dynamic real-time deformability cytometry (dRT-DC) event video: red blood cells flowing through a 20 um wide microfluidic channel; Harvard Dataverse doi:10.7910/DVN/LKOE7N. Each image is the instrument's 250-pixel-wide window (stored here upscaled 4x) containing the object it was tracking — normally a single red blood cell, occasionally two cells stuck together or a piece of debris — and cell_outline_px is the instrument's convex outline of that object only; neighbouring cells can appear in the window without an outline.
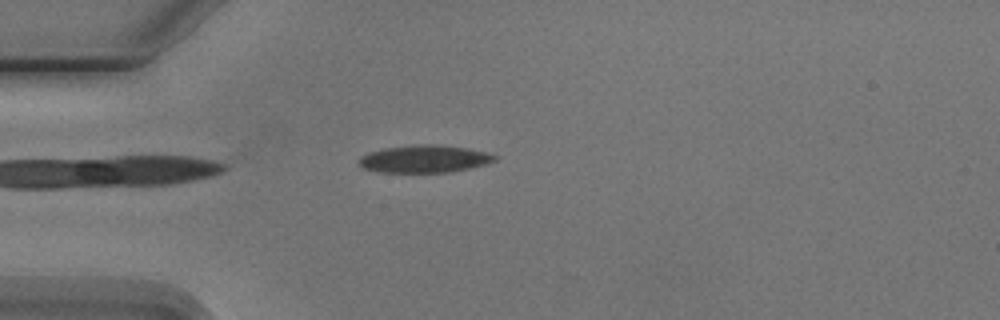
{"species": "Egyptian fruit bat (a non-hibernating species)", "species_latin": "Rousettus aegyptiacus", "temperature_condition": "cold", "stored_images_in_passage": 4, "camera_frame_rate_fps": 3000, "um_per_image_px": 0.085, "animal": {"sex": "male"}, "frame": {"image": 1, "passage_image": 1, "time_ms": 0.0, "image_size_px": [1000, 320], "cell_outline_px": [[496, 160], [484, 164], [452, 172], [380, 172], [364, 168], [360, 164], [360, 156], [368, 152], [384, 148], [416, 144], [436, 144], [468, 148], [484, 152], [496, 156]], "centroid_in_image_um": [36.05, 13.5], "position_along_channel_um": 48.9, "area_um2": 21.56}}
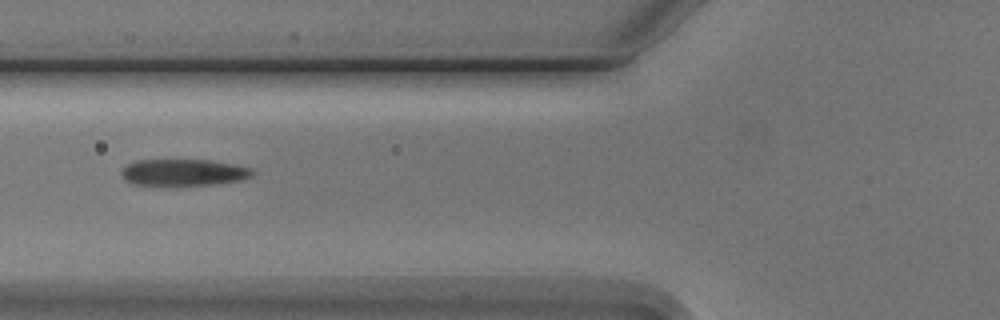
{"frame": {"image": 2, "passage_image": 3, "time_ms": 2.0, "image_size_px": [1000, 320], "cell_outline_px": [[256, 172], [252, 176], [240, 180], [220, 184], [132, 184], [124, 180], [120, 172], [128, 164], [136, 160], [212, 160], [236, 164], [252, 168]], "centroid_in_image_um": [15.66, 14.64], "position_along_channel_um": 110.1, "area_um2": 20.23}}
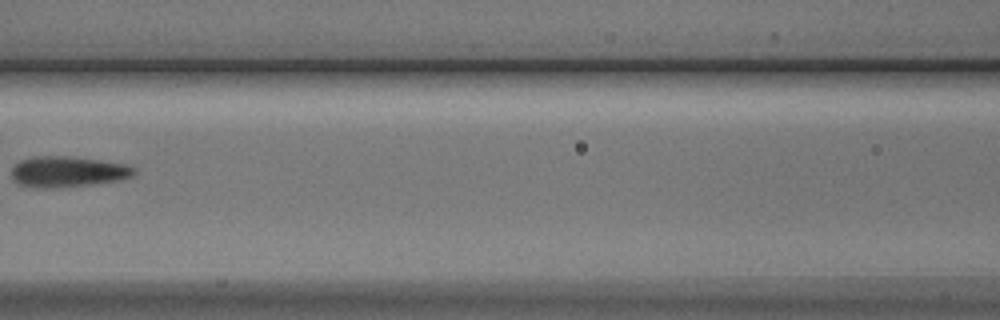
{"frame": {"image": 3, "passage_image": 4, "time_ms": 3.333, "image_size_px": [1000, 320], "cell_outline_px": [[136, 172], [132, 176], [120, 180], [92, 184], [56, 188], [48, 188], [20, 184], [12, 180], [12, 168], [20, 160], [36, 156], [68, 156], [100, 160], [124, 164], [136, 168]], "centroid_in_image_um": [5.77, 14.59], "position_along_channel_um": 160.8, "area_um2": 21.85}}